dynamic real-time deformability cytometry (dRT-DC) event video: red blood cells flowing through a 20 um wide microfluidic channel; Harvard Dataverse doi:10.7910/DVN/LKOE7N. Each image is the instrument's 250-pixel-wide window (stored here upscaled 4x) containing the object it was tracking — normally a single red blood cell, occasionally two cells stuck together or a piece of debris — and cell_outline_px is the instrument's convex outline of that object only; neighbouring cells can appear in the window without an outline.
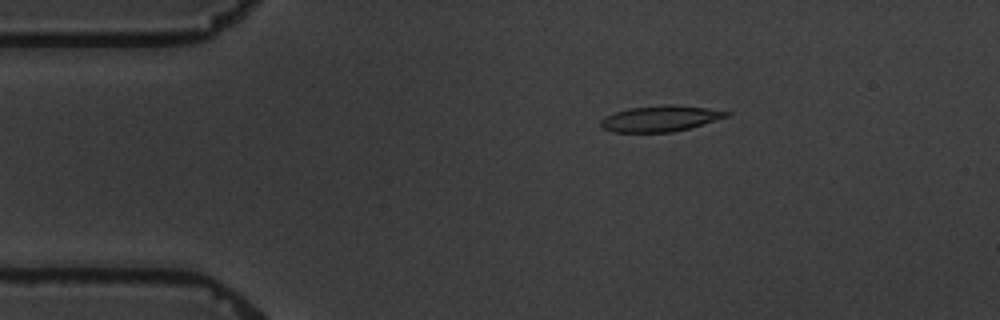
{"species": "common noctule bat (a hibernating species)", "species_latin": "Nyctalus noctula", "temperature_condition": "warm", "stored_images_in_passage": 6, "camera_frame_rate_fps": 3000, "um_per_image_px": 0.085, "animal": {"sex": "male", "body_mass_g": 19.5, "forearm_length_mm": 54.6}, "frame": {"image": 1, "passage_image": 3, "time_ms": 2.333, "image_size_px": [1000, 320], "cell_outline_px": [[732, 112], [728, 116], [688, 128], [672, 132], [612, 132], [600, 128], [600, 120], [604, 116], [628, 108], [668, 104], [672, 104], [704, 108]], "centroid_in_image_um": [56.05, 10.08], "position_along_channel_um": 29.0, "area_um2": 18.84}}